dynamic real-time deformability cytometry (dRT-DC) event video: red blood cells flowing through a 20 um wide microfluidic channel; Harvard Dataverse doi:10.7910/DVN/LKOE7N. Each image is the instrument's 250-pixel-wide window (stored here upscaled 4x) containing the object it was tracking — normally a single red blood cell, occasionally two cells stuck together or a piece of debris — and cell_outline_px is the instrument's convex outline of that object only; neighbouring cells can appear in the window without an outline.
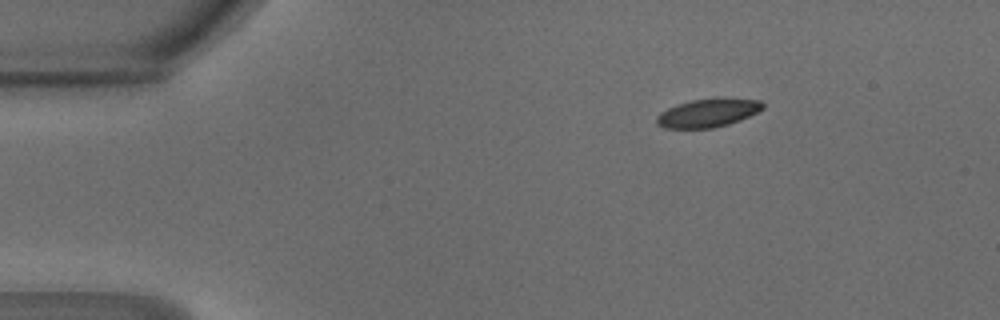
{"species": "common noctule bat (a hibernating species)", "species_latin": "Nyctalus noctula", "temperature_condition": "warm", "stored_images_in_passage": 42, "camera_frame_rate_fps": 3000, "um_per_image_px": 0.085, "animal": {"sex": "male", "body_mass_g": 18.8}, "frame": {"image": 1, "passage_image": 2, "time_ms": 0.333, "image_size_px": [1000, 320], "cell_outline_px": [[764, 108], [740, 120], [728, 124], [712, 128], [664, 128], [656, 124], [656, 116], [660, 112], [676, 104], [692, 100], [716, 96], [724, 96], [760, 100], [764, 104]], "centroid_in_image_um": [60.18, 9.56], "position_along_channel_um": 24.8, "area_um2": 18.03}}
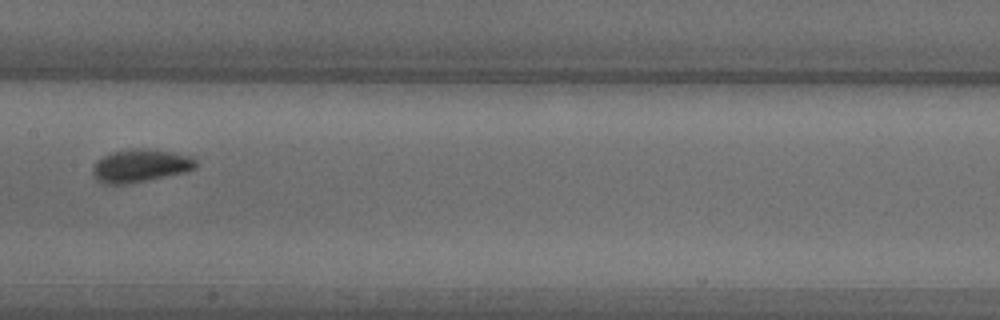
{"frame": {"image": 2, "passage_image": 19, "time_ms": 6.0, "image_size_px": [1000, 320], "cell_outline_px": [[196, 168], [188, 172], [128, 184], [104, 184], [96, 180], [92, 172], [92, 168], [104, 156], [112, 152], [128, 148], [148, 148], [196, 156]], "centroid_in_image_um": [11.99, 14.08], "position_along_channel_um": 195.4, "area_um2": 20.11}}
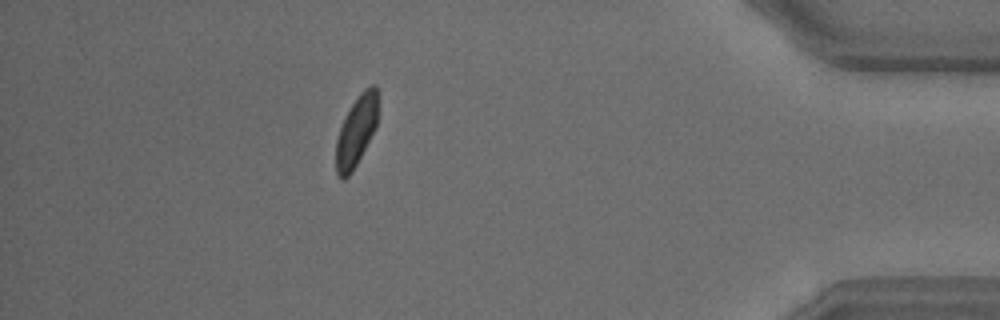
{"frame": {"image": 3, "passage_image": 37, "time_ms": 12.0, "image_size_px": [1000, 320], "cell_outline_px": [[380, 96], [376, 128], [352, 172], [344, 180], [340, 180], [336, 172], [336, 140], [344, 116], [360, 92], [364, 88], [372, 84], [376, 84]], "centroid_in_image_um": [30.32, 11.08], "position_along_channel_um": 404.9, "area_um2": 17.69}, "authors_computed_cell_mechanics": {"area_um2": 18.3804, "velocity_mm_per_s": 4.2438, "shape_relaxation_time_tau1_ms": 1.6688, "shape_relaxation_time_tau2_ms": null, "deformation_change_tau1": 0.1042, "deformation_change_tau2": null}}